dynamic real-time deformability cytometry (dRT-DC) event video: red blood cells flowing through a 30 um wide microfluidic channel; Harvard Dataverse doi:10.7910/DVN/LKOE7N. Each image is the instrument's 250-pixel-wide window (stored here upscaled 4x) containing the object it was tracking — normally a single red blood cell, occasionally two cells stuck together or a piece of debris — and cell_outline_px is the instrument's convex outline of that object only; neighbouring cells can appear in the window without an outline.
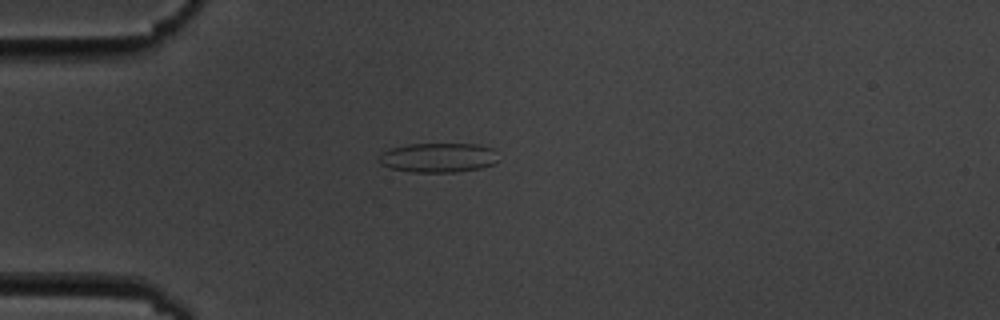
{"species": "common noctule bat (a hibernating species)", "species_latin": "Nyctalus noctula", "temperature_condition": "cold", "stored_images_in_passage": 8, "camera_frame_rate_fps": 3000, "um_per_image_px": 0.085, "animal": {"sex": "male", "body_mass_g": 19.5, "forearm_length_mm": 54.6}, "frame": {"image": 1, "passage_image": 5, "time_ms": 4.667, "image_size_px": [1000, 320], "cell_outline_px": [[500, 160], [496, 164], [480, 168], [456, 172], [412, 172], [392, 168], [380, 164], [380, 152], [388, 148], [408, 144], [480, 144], [492, 148]], "centroid_in_image_um": [37.28, 13.39], "position_along_channel_um": 47.7, "area_um2": 20.75}}
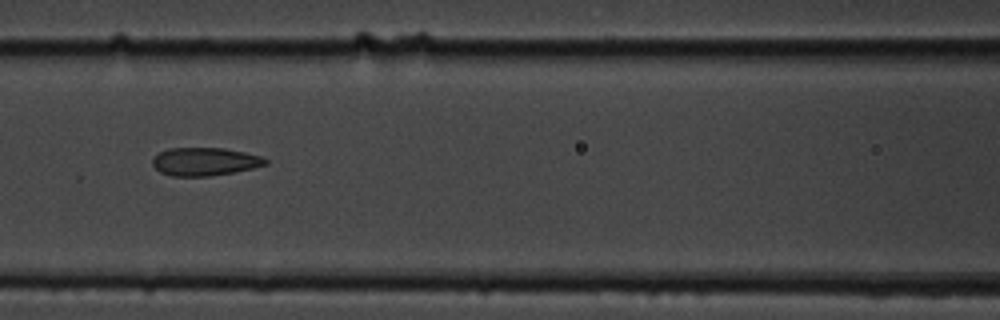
{"frame": {"image": 2, "passage_image": 8, "time_ms": 8.0, "image_size_px": [1000, 320], "cell_outline_px": [[268, 164], [252, 168], [232, 172], [208, 176], [172, 176], [160, 172], [152, 164], [152, 160], [160, 152], [168, 148], [224, 148], [244, 152], [260, 156], [268, 160]], "centroid_in_image_um": [17.4, 13.73], "position_along_channel_um": 149.2, "area_um2": 18.32}}